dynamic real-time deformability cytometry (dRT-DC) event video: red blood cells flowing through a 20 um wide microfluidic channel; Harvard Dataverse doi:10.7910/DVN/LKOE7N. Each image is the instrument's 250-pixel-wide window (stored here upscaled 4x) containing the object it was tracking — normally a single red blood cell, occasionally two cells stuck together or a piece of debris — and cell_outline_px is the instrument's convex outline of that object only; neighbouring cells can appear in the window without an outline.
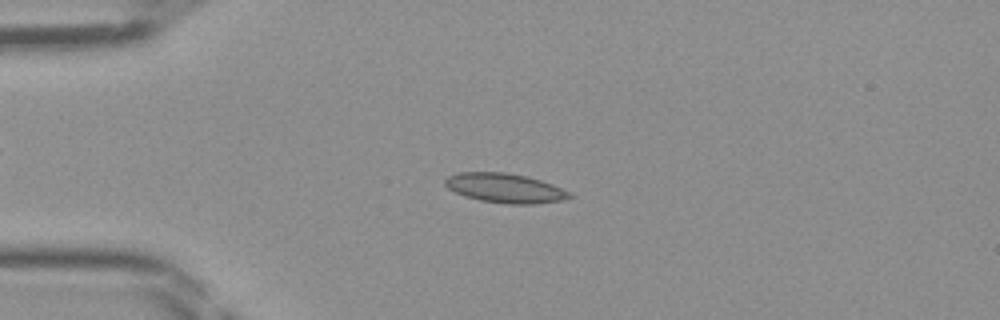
{"species": "Egyptian fruit bat (a non-hibernating species)", "species_latin": "Rousettus aegyptiacus", "temperature_condition": "room temperature", "stored_images_in_passage": 46, "camera_frame_rate_fps": 3000, "um_per_image_px": 0.085, "frame": {"image": 1, "passage_image": 11, "time_ms": 3.333, "image_size_px": [1000, 320], "cell_outline_px": [[576, 196], [564, 200], [532, 204], [508, 204], [480, 200], [464, 196], [448, 188], [444, 184], [444, 180], [448, 176], [456, 172], [504, 172], [528, 176], [552, 184]], "centroid_in_image_um": [42.92, 15.98], "position_along_channel_um": 42.1, "area_um2": 21.39}}
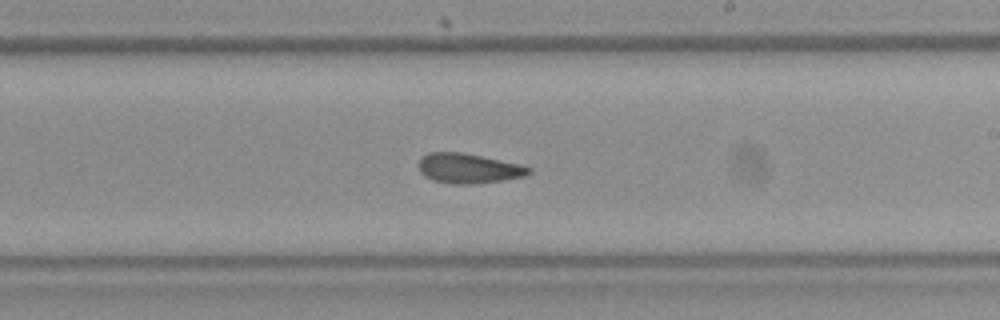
{"frame": {"image": 2, "passage_image": 27, "time_ms": 8.667, "image_size_px": [1000, 320], "cell_outline_px": [[532, 172], [524, 176], [504, 180], [472, 184], [452, 184], [432, 180], [424, 176], [420, 172], [420, 156], [428, 152], [460, 152], [500, 160], [532, 168]], "centroid_in_image_um": [39.79, 14.32], "position_along_channel_um": 249.2, "area_um2": 19.02}}
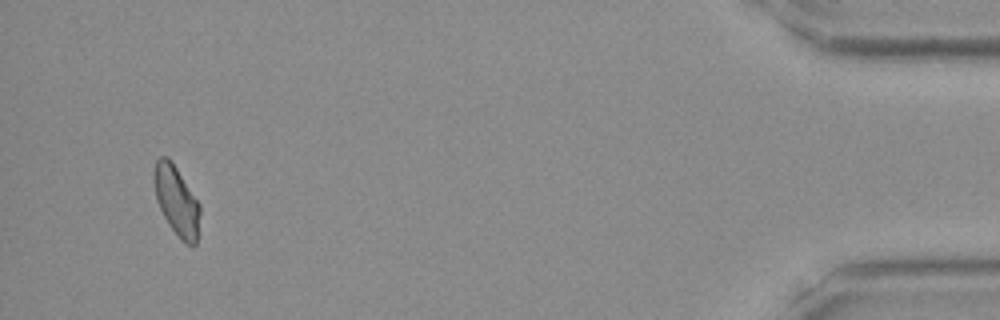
{"frame": {"image": 3, "passage_image": 44, "time_ms": 14.333, "image_size_px": [1000, 320], "cell_outline_px": [[200, 212], [196, 244], [192, 248], [168, 224], [156, 200], [152, 180], [152, 176], [156, 160], [160, 156], [168, 156], [200, 204]], "centroid_in_image_um": [14.98, 17.02], "position_along_channel_um": 420.2, "area_um2": 18.44}}